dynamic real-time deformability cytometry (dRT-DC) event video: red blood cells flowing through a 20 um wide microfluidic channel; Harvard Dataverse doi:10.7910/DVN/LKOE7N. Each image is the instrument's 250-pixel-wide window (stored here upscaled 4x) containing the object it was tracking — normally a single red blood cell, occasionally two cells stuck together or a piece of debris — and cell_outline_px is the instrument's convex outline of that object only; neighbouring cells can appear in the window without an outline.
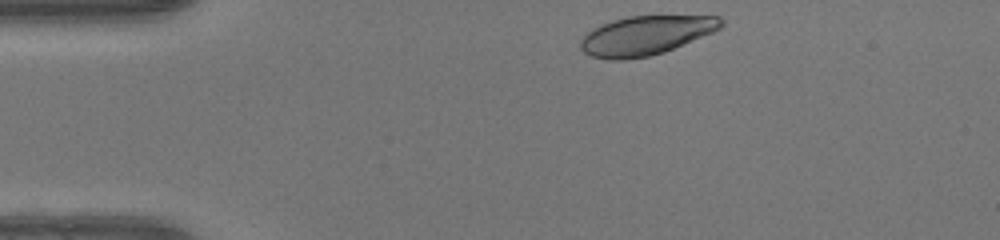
{"species": "human", "species_latin": "Homo sapiens", "temperature_condition": "warm", "stored_images_in_passage": 34, "camera_frame_rate_fps": 3000, "um_per_image_px": 0.085, "donor": {"sex": "female"}, "frame": {"image": 1, "passage_image": 1, "time_ms": 0.0, "image_size_px": [1000, 240], "cell_outline_px": [[724, 24], [720, 28], [712, 32], [664, 52], [648, 56], [624, 60], [608, 60], [592, 56], [584, 52], [580, 48], [580, 40], [592, 28], [600, 24], [612, 20], [628, 16], [720, 16], [724, 20]], "centroid_in_image_um": [54.86, 3.01], "position_along_channel_um": 30.1, "area_um2": 31.96}}
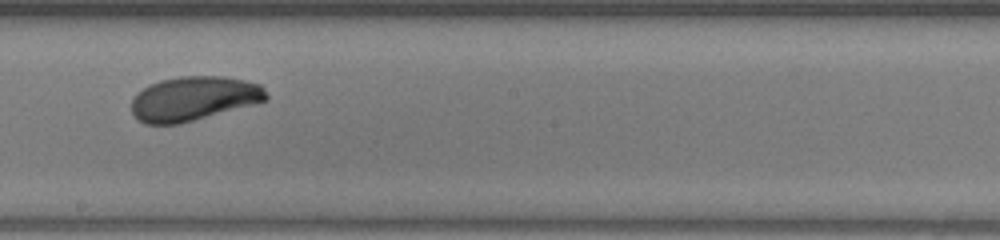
{"frame": {"image": 2, "passage_image": 20, "time_ms": 6.333, "image_size_px": [1000, 240], "cell_outline_px": [[268, 100], [180, 124], [144, 124], [132, 112], [132, 96], [136, 92], [148, 84], [160, 80], [180, 76], [224, 76], [244, 80], [260, 84], [264, 88], [268, 96]], "centroid_in_image_um": [16.44, 8.37], "position_along_channel_um": 231.8, "area_um2": 34.91}}
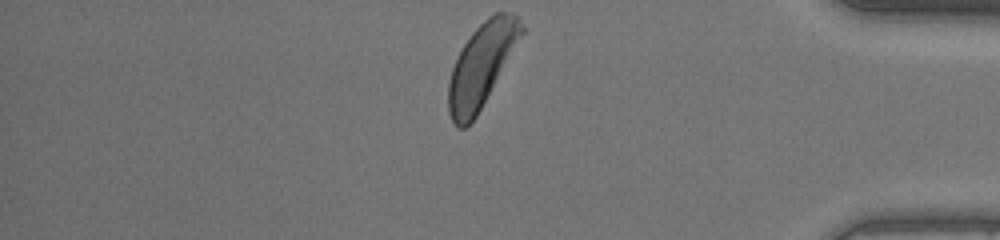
{"frame": {"image": 3, "passage_image": 34, "time_ms": 11.0, "image_size_px": [1000, 240], "cell_outline_px": [[524, 32], [476, 116], [464, 128], [460, 128], [452, 120], [448, 112], [448, 84], [452, 68], [464, 44], [472, 32], [488, 16], [496, 12], [508, 12], [516, 16], [520, 20], [524, 28]], "centroid_in_image_um": [40.92, 5.52], "position_along_channel_um": 394.3, "area_um2": 34.56}, "authors_computed_cell_mechanics": {"area_um2": 34.7378, "velocity_mm_per_s": 4.1355, "shape_relaxation_time_tau1_ms": 4.2918, "shape_relaxation_time_tau2_ms": null, "deformation_change_tau1": 0.1582, "deformation_change_tau2": null}}